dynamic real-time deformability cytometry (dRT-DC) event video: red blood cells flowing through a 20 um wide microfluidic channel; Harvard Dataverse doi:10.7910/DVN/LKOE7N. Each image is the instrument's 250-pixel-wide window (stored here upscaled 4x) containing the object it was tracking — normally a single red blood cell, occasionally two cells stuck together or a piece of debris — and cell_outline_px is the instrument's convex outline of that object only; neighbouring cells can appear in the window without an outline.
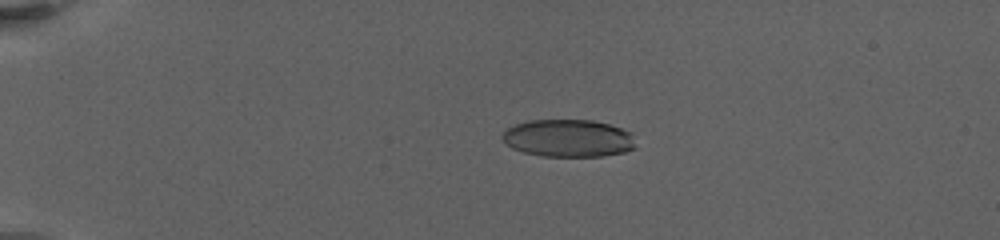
{"species": "human", "species_latin": "Homo sapiens", "temperature_condition": "warm", "stored_images_in_passage": 44, "camera_frame_rate_fps": 3000, "um_per_image_px": 0.085, "donor": {"sex": "female"}, "frame": {"image": 1, "passage_image": 1, "time_ms": 0.0, "image_size_px": [1000, 240], "cell_outline_px": [[636, 148], [624, 152], [600, 156], [544, 156], [524, 152], [512, 148], [500, 136], [508, 128], [516, 124], [528, 120], [592, 120], [608, 124], [632, 132]], "centroid_in_image_um": [48.33, 11.74], "position_along_channel_um": 36.7, "area_um2": 29.07}}
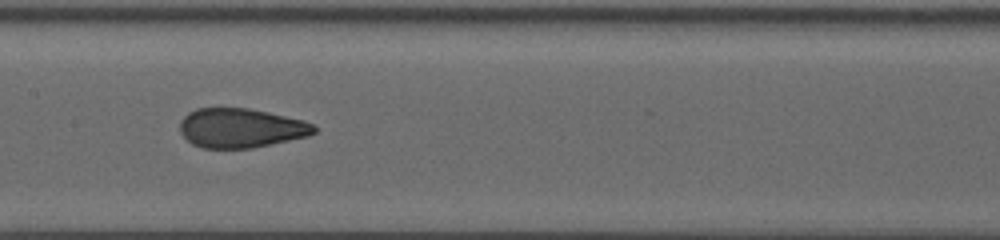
{"frame": {"image": 2, "passage_image": 21, "time_ms": 6.667, "image_size_px": [1000, 240], "cell_outline_px": [[316, 132], [308, 136], [252, 148], [204, 148], [192, 144], [180, 132], [180, 120], [188, 112], [196, 108], [248, 108], [268, 112], [304, 120], [312, 124], [316, 128]], "centroid_in_image_um": [20.46, 10.88], "position_along_channel_um": 186.9, "area_um2": 30.75}}
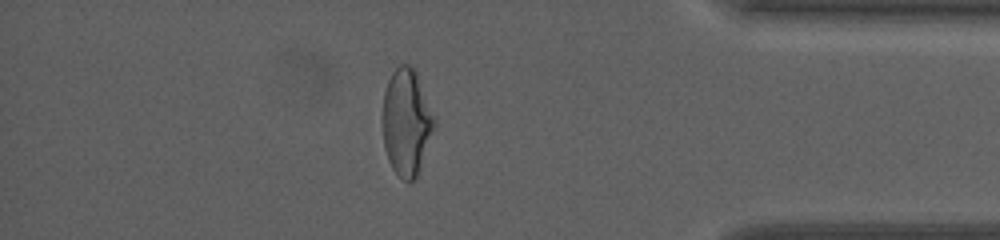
{"frame": {"image": 3, "passage_image": 39, "time_ms": 14.0, "image_size_px": [1000, 240], "cell_outline_px": [[436, 124], [416, 176], [408, 184], [396, 176], [388, 160], [384, 148], [384, 92], [388, 80], [392, 72], [400, 64], [408, 64], [416, 72], [436, 120]], "centroid_in_image_um": [34.55, 10.41], "position_along_channel_um": 400.6, "area_um2": 31.73}, "authors_computed_cell_mechanics": {"area_um2": 31.1542, "velocity_mm_per_s": 3.2447, "shape_relaxation_time_tau1_ms": null, "shape_relaxation_time_tau2_ms": 0.9373, "deformation_change_tau1": null, "deformation_change_tau2": 0.0684}}